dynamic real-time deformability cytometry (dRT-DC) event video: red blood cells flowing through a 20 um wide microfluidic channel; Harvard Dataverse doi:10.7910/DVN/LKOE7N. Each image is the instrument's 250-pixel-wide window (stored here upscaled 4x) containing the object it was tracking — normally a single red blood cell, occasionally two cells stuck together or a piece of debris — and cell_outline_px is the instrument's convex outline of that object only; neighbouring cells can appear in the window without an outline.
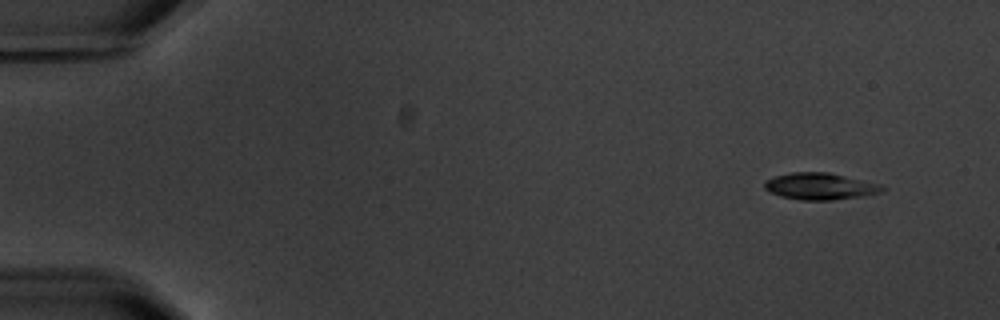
{"species": "common noctule bat (a hibernating species)", "species_latin": "Nyctalus noctula", "temperature_condition": "warm", "stored_images_in_passage": 10, "camera_frame_rate_fps": 3000, "um_per_image_px": 0.085, "animal": {"sex": "male", "body_mass_g": 20.1, "forearm_length_mm": 53.5}, "frame": {"image": 1, "passage_image": 1, "time_ms": 0.0, "image_size_px": [1000, 320], "cell_outline_px": [[888, 188], [884, 192], [864, 196], [832, 200], [800, 200], [780, 196], [768, 192], [764, 188], [764, 180], [772, 176], [792, 172], [828, 172], [880, 184]], "centroid_in_image_um": [69.7, 15.84], "position_along_channel_um": 15.3, "area_um2": 18.67}}
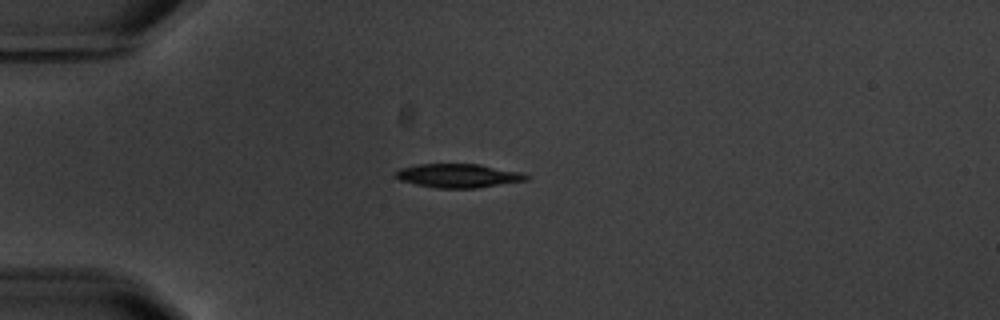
{"frame": {"image": 2, "passage_image": 4, "time_ms": 3.667, "image_size_px": [1000, 320], "cell_outline_px": [[532, 176], [528, 180], [476, 188], [436, 188], [416, 184], [400, 180], [396, 176], [396, 172], [400, 168], [416, 164], [480, 164], [524, 172]], "centroid_in_image_um": [39.03, 14.93], "position_along_channel_um": 46.0, "area_um2": 18.26}}
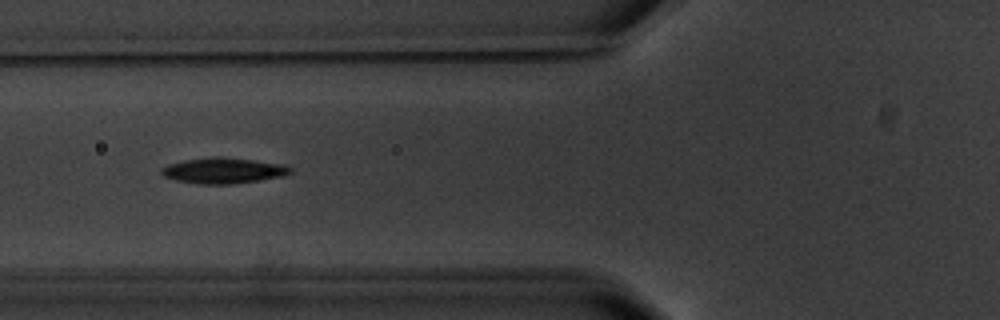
{"frame": {"image": 3, "passage_image": 6, "time_ms": 6.0, "image_size_px": [1000, 320], "cell_outline_px": [[292, 172], [284, 176], [260, 180], [232, 184], [196, 184], [176, 180], [164, 176], [160, 172], [160, 168], [168, 164], [184, 160], [216, 156], [220, 156], [252, 160], [280, 164], [292, 168]], "centroid_in_image_um": [18.95, 14.5], "position_along_channel_um": 106.8, "area_um2": 19.31}}